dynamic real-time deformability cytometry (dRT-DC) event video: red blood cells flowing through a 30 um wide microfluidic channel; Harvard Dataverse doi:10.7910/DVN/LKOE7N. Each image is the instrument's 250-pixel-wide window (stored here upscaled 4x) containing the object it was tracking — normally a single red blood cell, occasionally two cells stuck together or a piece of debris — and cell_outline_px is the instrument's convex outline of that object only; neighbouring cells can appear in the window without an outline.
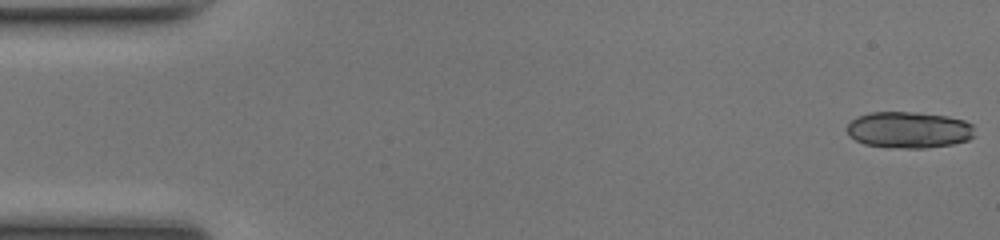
{"species": "common noctule bat (a hibernating species)", "species_latin": "Nyctalus noctula", "temperature_condition": "room temperature", "stored_images_in_passage": 49, "segment_of_instrument_passage": [1, 2], "camera_frame_rate_fps": 3000, "um_per_image_px": 0.085, "animal": {"sex": "female", "body_mass_g": 17.0, "forearm_length_mm": 48.0}, "frame": {"image": 1, "passage_image": 1, "time_ms": 0.0, "image_size_px": [1000, 240], "cell_outline_px": [[972, 136], [968, 140], [952, 144], [924, 148], [904, 148], [864, 144], [848, 136], [848, 124], [856, 116], [872, 112], [916, 112], [948, 116], [964, 120], [972, 124]], "centroid_in_image_um": [77.24, 11.03], "position_along_channel_um": 7.8, "area_um2": 26.93}}